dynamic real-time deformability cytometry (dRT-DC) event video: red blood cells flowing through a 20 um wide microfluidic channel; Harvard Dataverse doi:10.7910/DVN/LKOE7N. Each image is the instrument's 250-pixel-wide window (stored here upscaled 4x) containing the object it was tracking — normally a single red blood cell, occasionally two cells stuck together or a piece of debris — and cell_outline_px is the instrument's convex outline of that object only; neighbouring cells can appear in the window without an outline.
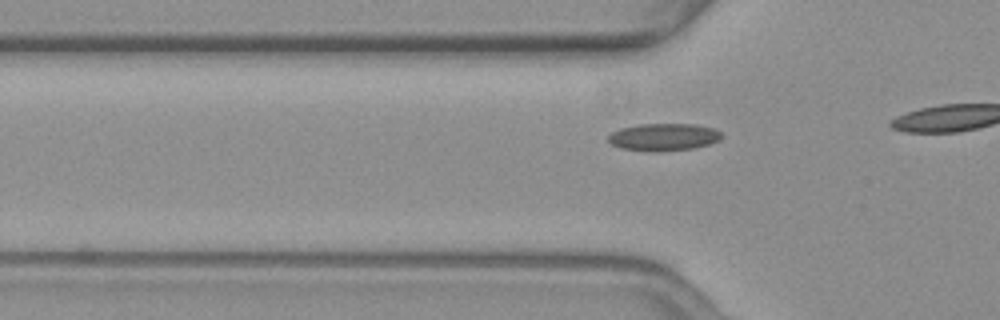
{"species": "common noctule bat (a hibernating species)", "species_latin": "Nyctalus noctula", "temperature_condition": "warm", "stored_images_in_passage": 11, "camera_frame_rate_fps": 3000, "um_per_image_px": 0.085, "animal": {"sex": "female", "body_mass_g": 19.3, "forearm_length_mm": 54.1}, "frame": {"image": 1, "passage_image": 5, "time_ms": 1.333, "image_size_px": [1000, 320], "cell_outline_px": [[724, 136], [720, 140], [708, 144], [692, 148], [656, 152], [620, 148], [612, 144], [608, 140], [608, 136], [612, 132], [620, 128], [640, 124], [696, 124], [712, 128], [720, 132]], "centroid_in_image_um": [56.41, 11.64], "position_along_channel_um": 69.4, "area_um2": 18.03}}
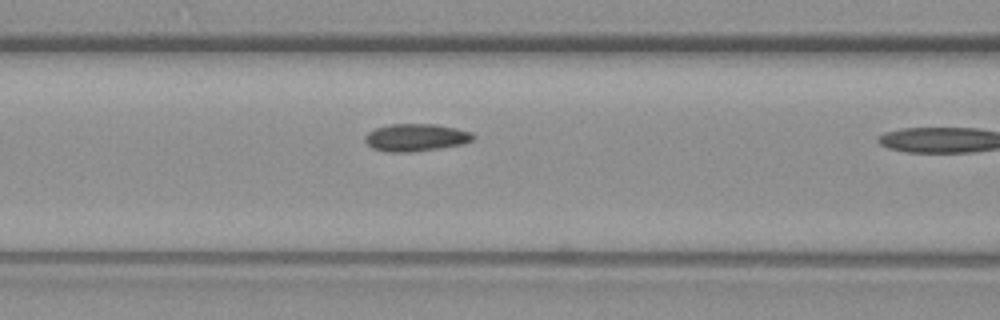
{"frame": {"image": 2, "passage_image": 10, "time_ms": 3.0, "image_size_px": [1000, 320], "cell_outline_px": [[476, 136], [472, 140], [464, 144], [440, 148], [412, 152], [384, 152], [372, 148], [364, 140], [364, 136], [368, 132], [376, 128], [388, 124], [436, 124], [456, 128], [472, 132]], "centroid_in_image_um": [35.35, 11.69], "position_along_channel_um": 131.3, "area_um2": 17.51}}